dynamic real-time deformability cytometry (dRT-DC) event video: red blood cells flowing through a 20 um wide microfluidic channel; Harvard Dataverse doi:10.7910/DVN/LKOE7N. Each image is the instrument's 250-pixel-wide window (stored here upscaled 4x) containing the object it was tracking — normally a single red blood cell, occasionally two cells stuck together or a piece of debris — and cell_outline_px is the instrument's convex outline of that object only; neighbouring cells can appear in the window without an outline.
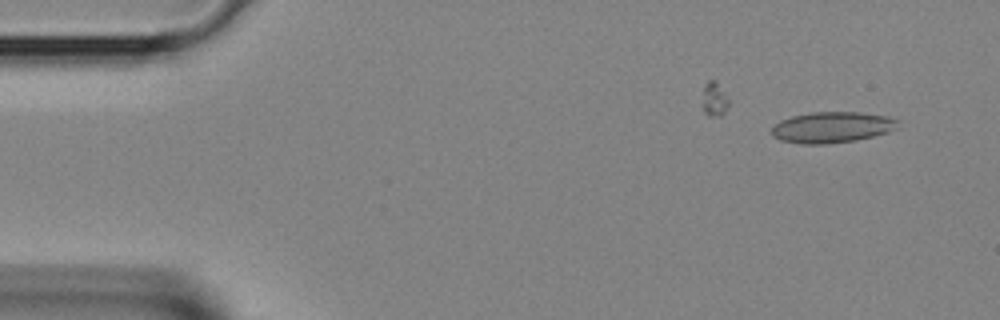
{"species": "Egyptian fruit bat (a non-hibernating species)", "species_latin": "Rousettus aegyptiacus", "temperature_condition": "room temperature", "stored_images_in_passage": 30, "camera_frame_rate_fps": 3000, "um_per_image_px": 0.085, "animal": {"sex": "female"}, "frame": {"image": 1, "passage_image": 1, "time_ms": 0.0, "image_size_px": [1000, 320], "cell_outline_px": [[900, 120], [888, 132], [856, 140], [824, 144], [804, 144], [780, 140], [772, 136], [772, 128], [780, 120], [792, 116], [812, 112], [860, 112], [888, 116]], "centroid_in_image_um": [70.69, 10.81], "position_along_channel_um": 14.3, "area_um2": 22.6}}
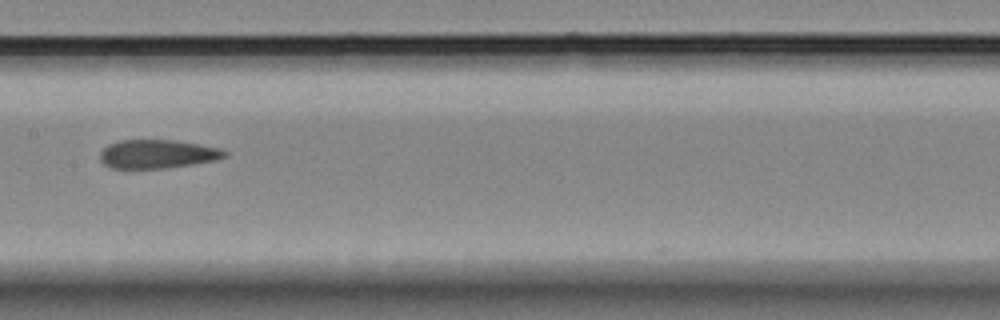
{"frame": {"image": 2, "passage_image": 17, "time_ms": 5.333, "image_size_px": [1000, 320], "cell_outline_px": [[228, 156], [216, 160], [192, 164], [164, 168], [108, 168], [100, 160], [100, 152], [108, 144], [120, 140], [176, 140], [220, 148], [228, 152]], "centroid_in_image_um": [13.38, 13.09], "position_along_channel_um": 194.0, "area_um2": 20.87}}
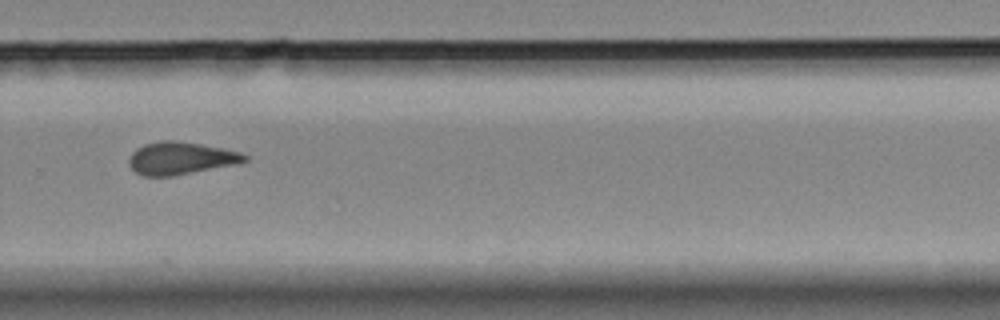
{"frame": {"image": 3, "passage_image": 24, "time_ms": 7.667, "image_size_px": [1000, 320], "cell_outline_px": [[248, 160], [240, 164], [172, 176], [144, 176], [136, 172], [128, 164], [128, 160], [132, 152], [136, 148], [144, 144], [160, 140], [176, 140], [200, 144], [240, 152], [248, 156]], "centroid_in_image_um": [15.36, 13.45], "position_along_channel_um": 314.4, "area_um2": 22.08}}